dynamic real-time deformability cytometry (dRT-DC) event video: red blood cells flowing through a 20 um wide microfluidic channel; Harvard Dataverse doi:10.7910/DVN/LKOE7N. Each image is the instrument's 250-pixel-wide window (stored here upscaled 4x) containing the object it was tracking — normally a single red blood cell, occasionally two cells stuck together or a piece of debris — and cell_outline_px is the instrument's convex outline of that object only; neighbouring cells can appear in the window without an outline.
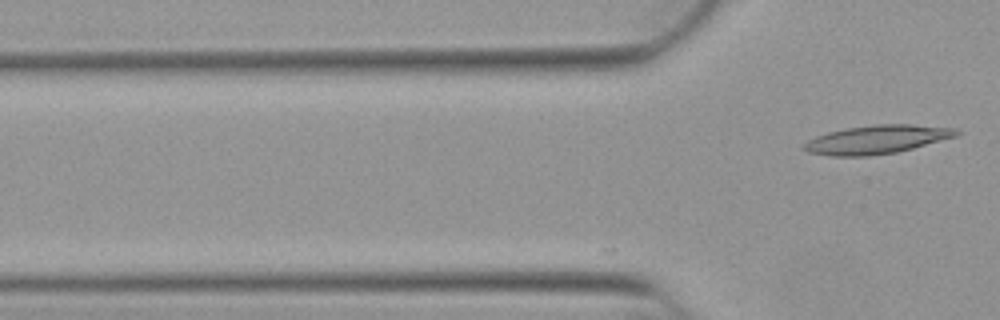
{"species": "Egyptian fruit bat (a non-hibernating species)", "species_latin": "Rousettus aegyptiacus", "temperature_condition": "warm", "stored_images_in_passage": 14, "camera_frame_rate_fps": 3000, "um_per_image_px": 0.085, "animal": {"sex": "female"}, "frame": {"image": 1, "passage_image": 14, "time_ms": 4.333, "image_size_px": [1000, 320], "cell_outline_px": [[964, 132], [956, 136], [912, 148], [896, 152], [868, 156], [832, 156], [808, 152], [800, 148], [808, 140], [816, 136], [828, 132], [844, 128], [876, 124], [908, 124], [956, 128]], "centroid_in_image_um": [74.52, 11.85], "position_along_channel_um": 51.3, "area_um2": 25.37}}